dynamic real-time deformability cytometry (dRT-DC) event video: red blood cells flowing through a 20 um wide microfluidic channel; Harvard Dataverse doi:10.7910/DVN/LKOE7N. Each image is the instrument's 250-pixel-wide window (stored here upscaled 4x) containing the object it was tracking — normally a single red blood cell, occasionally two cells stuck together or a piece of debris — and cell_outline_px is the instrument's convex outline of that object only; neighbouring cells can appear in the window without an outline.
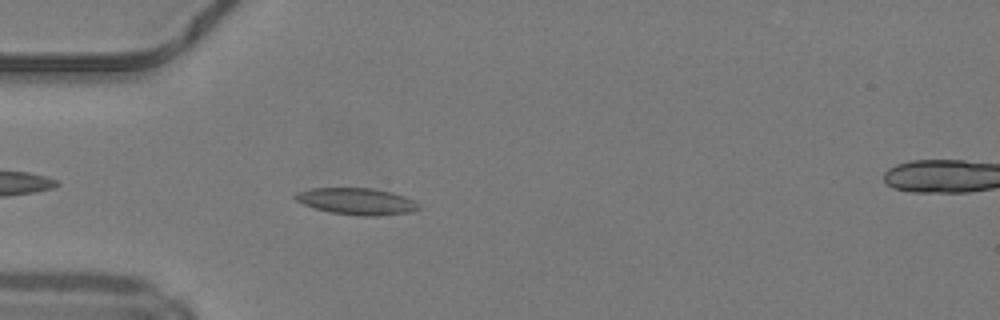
{"species": "common noctule bat (a hibernating species)", "species_latin": "Nyctalus noctula", "temperature_condition": "warm", "stored_images_in_passage": 37, "camera_frame_rate_fps": 3000, "um_per_image_px": 0.085, "animal": {"sex": "male", "body_mass_g": 19.2, "forearm_length_mm": 51.8}, "frame": {"image": 1, "passage_image": 3, "time_ms": 0.667, "image_size_px": [1000, 320], "cell_outline_px": [[420, 208], [408, 212], [376, 216], [360, 216], [328, 212], [304, 204], [296, 200], [292, 196], [296, 192], [312, 188], [372, 188], [392, 192], [404, 196], [420, 204]], "centroid_in_image_um": [30.3, 17.11], "position_along_channel_um": 54.7, "area_um2": 19.13}}
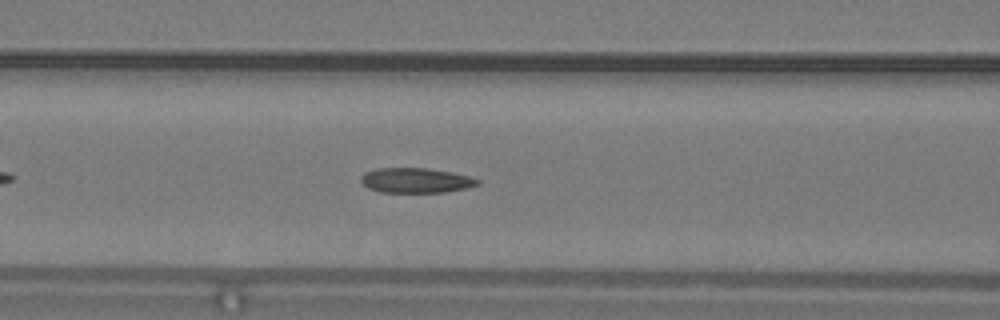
{"frame": {"image": 2, "passage_image": 9, "time_ms": 2.667, "image_size_px": [1000, 320], "cell_outline_px": [[480, 184], [468, 188], [448, 192], [380, 192], [368, 188], [360, 180], [360, 176], [364, 172], [376, 168], [428, 168], [452, 172], [468, 176], [480, 180]], "centroid_in_image_um": [35.35, 15.33], "position_along_channel_um": 131.3, "area_um2": 17.11}}
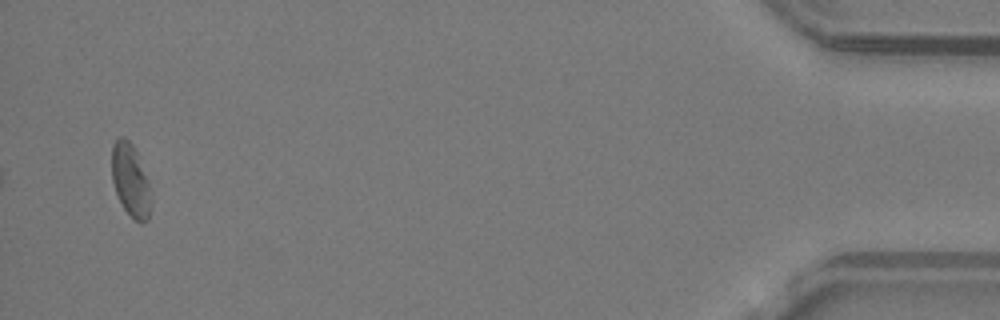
{"frame": {"image": 3, "passage_image": 36, "time_ms": 11.667, "image_size_px": [1000, 320], "cell_outline_px": [[152, 204], [148, 220], [140, 224], [124, 208], [116, 192], [112, 180], [112, 144], [120, 136], [124, 136], [132, 144], [136, 152], [148, 180], [152, 196]], "centroid_in_image_um": [11.12, 15.34], "position_along_channel_um": 424.1, "area_um2": 16.65}, "authors_computed_cell_mechanics": {"area_um2": 17.629, "velocity_mm_per_s": 4.2052, "shape_relaxation_time_tau1_ms": null, "shape_relaxation_time_tau2_ms": 2.1509, "deformation_change_tau1": null, "deformation_change_tau2": 0.0946}}